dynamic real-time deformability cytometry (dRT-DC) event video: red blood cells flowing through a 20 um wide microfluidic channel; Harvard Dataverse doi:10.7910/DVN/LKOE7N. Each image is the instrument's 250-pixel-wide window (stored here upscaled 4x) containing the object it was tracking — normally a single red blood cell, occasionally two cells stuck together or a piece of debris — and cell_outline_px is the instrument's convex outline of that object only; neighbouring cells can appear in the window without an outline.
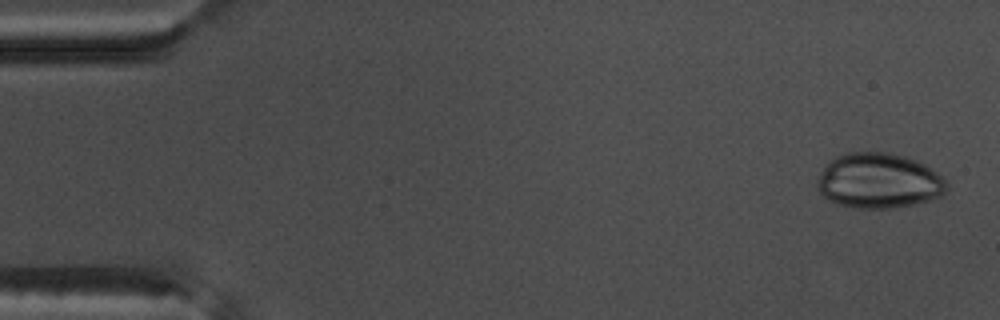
{"species": "common noctule bat (a hibernating species)", "species_latin": "Nyctalus noctula", "temperature_condition": "warm", "stored_images_in_passage": 54, "camera_frame_rate_fps": 3000, "um_per_image_px": 0.085, "animal": {"sex": "male", "body_mass_g": 17.5, "forearm_length_mm": 52.3}, "frame": {"image": 1, "passage_image": 2, "time_ms": 0.333, "image_size_px": [1000, 320], "cell_outline_px": [[948, 188], [940, 196], [928, 200], [912, 204], [892, 208], [856, 208], [840, 204], [824, 196], [820, 192], [816, 184], [816, 180], [820, 172], [836, 156], [844, 152], [892, 152], [904, 156], [924, 164], [936, 172], [948, 184]], "centroid_in_image_um": [74.69, 15.35], "position_along_channel_um": 10.3, "area_um2": 41.33}}
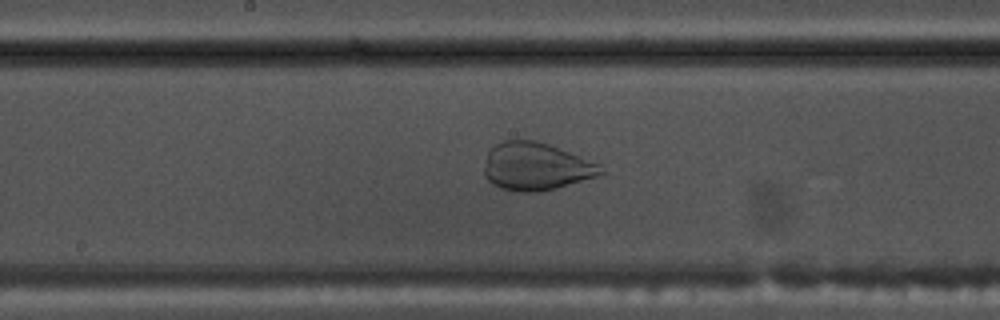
{"frame": {"image": 2, "passage_image": 28, "time_ms": 9.0, "image_size_px": [1000, 320], "cell_outline_px": [[604, 172], [596, 176], [556, 188], [536, 192], [520, 192], [500, 188], [492, 184], [484, 176], [484, 168], [488, 152], [496, 144], [504, 140], [536, 140], [548, 144], [580, 156], [600, 164]], "centroid_in_image_um": [45.53, 14.15], "position_along_channel_um": 202.7, "area_um2": 32.19}}
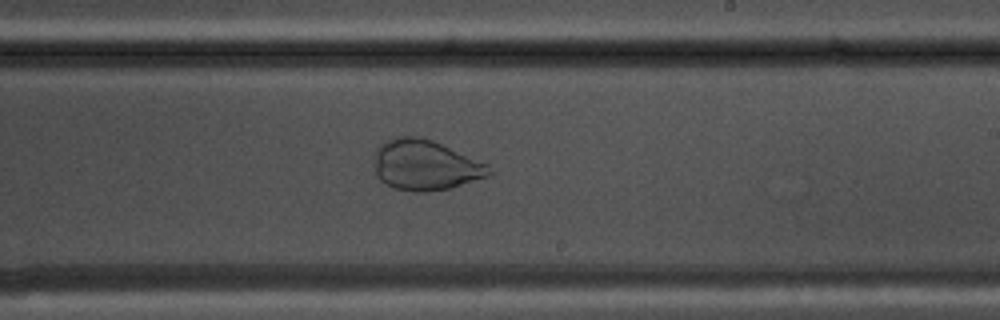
{"frame": {"image": 3, "passage_image": 32, "time_ms": 10.333, "image_size_px": [1000, 320], "cell_outline_px": [[492, 176], [448, 188], [424, 192], [412, 192], [392, 188], [384, 184], [376, 176], [376, 148], [380, 144], [396, 136], [420, 136], [432, 140], [488, 164], [492, 172]], "centroid_in_image_um": [36.15, 14.05], "position_along_channel_um": 252.8, "area_um2": 33.76}}